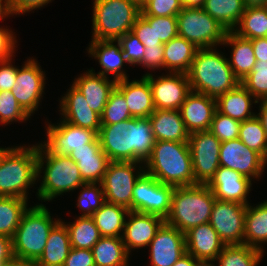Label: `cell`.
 Wrapping results in <instances>:
<instances>
[{
	"instance_id": "6da1fadb",
	"label": "cell",
	"mask_w": 267,
	"mask_h": 266,
	"mask_svg": "<svg viewBox=\"0 0 267 266\" xmlns=\"http://www.w3.org/2000/svg\"><path fill=\"white\" fill-rule=\"evenodd\" d=\"M97 136L110 161L144 163L155 142L149 117L101 125Z\"/></svg>"
},
{
	"instance_id": "7a4b0ae2",
	"label": "cell",
	"mask_w": 267,
	"mask_h": 266,
	"mask_svg": "<svg viewBox=\"0 0 267 266\" xmlns=\"http://www.w3.org/2000/svg\"><path fill=\"white\" fill-rule=\"evenodd\" d=\"M217 48H198L187 73L191 91L217 99L236 88L240 81L235 77L228 58Z\"/></svg>"
},
{
	"instance_id": "3957f363",
	"label": "cell",
	"mask_w": 267,
	"mask_h": 266,
	"mask_svg": "<svg viewBox=\"0 0 267 266\" xmlns=\"http://www.w3.org/2000/svg\"><path fill=\"white\" fill-rule=\"evenodd\" d=\"M143 165L147 168L146 173L163 184L175 187L195 185L188 142L155 141Z\"/></svg>"
},
{
	"instance_id": "277c9868",
	"label": "cell",
	"mask_w": 267,
	"mask_h": 266,
	"mask_svg": "<svg viewBox=\"0 0 267 266\" xmlns=\"http://www.w3.org/2000/svg\"><path fill=\"white\" fill-rule=\"evenodd\" d=\"M215 196L207 184L175 187L165 223L185 233L209 222Z\"/></svg>"
},
{
	"instance_id": "5b68a950",
	"label": "cell",
	"mask_w": 267,
	"mask_h": 266,
	"mask_svg": "<svg viewBox=\"0 0 267 266\" xmlns=\"http://www.w3.org/2000/svg\"><path fill=\"white\" fill-rule=\"evenodd\" d=\"M37 165L38 179L42 172L44 174L37 189V198L44 202L85 184L76 162L69 156L49 152L41 143L38 144Z\"/></svg>"
},
{
	"instance_id": "8992f818",
	"label": "cell",
	"mask_w": 267,
	"mask_h": 266,
	"mask_svg": "<svg viewBox=\"0 0 267 266\" xmlns=\"http://www.w3.org/2000/svg\"><path fill=\"white\" fill-rule=\"evenodd\" d=\"M38 145L10 148L0 162V196L28 198V188L38 180Z\"/></svg>"
},
{
	"instance_id": "52a82bcc",
	"label": "cell",
	"mask_w": 267,
	"mask_h": 266,
	"mask_svg": "<svg viewBox=\"0 0 267 266\" xmlns=\"http://www.w3.org/2000/svg\"><path fill=\"white\" fill-rule=\"evenodd\" d=\"M59 221H53L43 204L29 207L12 238L14 257L35 264L44 252L51 229Z\"/></svg>"
},
{
	"instance_id": "ba28073f",
	"label": "cell",
	"mask_w": 267,
	"mask_h": 266,
	"mask_svg": "<svg viewBox=\"0 0 267 266\" xmlns=\"http://www.w3.org/2000/svg\"><path fill=\"white\" fill-rule=\"evenodd\" d=\"M140 13L130 0H94L92 39L118 40L131 31Z\"/></svg>"
},
{
	"instance_id": "9c48e42d",
	"label": "cell",
	"mask_w": 267,
	"mask_h": 266,
	"mask_svg": "<svg viewBox=\"0 0 267 266\" xmlns=\"http://www.w3.org/2000/svg\"><path fill=\"white\" fill-rule=\"evenodd\" d=\"M178 36L193 43L197 48L222 45L226 30L202 7H183L177 14Z\"/></svg>"
},
{
	"instance_id": "30bf717a",
	"label": "cell",
	"mask_w": 267,
	"mask_h": 266,
	"mask_svg": "<svg viewBox=\"0 0 267 266\" xmlns=\"http://www.w3.org/2000/svg\"><path fill=\"white\" fill-rule=\"evenodd\" d=\"M138 164L139 166H137ZM141 164L142 162H109L101 181L106 202L123 206L132 211L133 188L136 181L145 172V168ZM137 167L140 171H136Z\"/></svg>"
},
{
	"instance_id": "8fae6325",
	"label": "cell",
	"mask_w": 267,
	"mask_h": 266,
	"mask_svg": "<svg viewBox=\"0 0 267 266\" xmlns=\"http://www.w3.org/2000/svg\"><path fill=\"white\" fill-rule=\"evenodd\" d=\"M195 184H208L220 167L219 153L221 141L209 130L189 135Z\"/></svg>"
},
{
	"instance_id": "7c38bea8",
	"label": "cell",
	"mask_w": 267,
	"mask_h": 266,
	"mask_svg": "<svg viewBox=\"0 0 267 266\" xmlns=\"http://www.w3.org/2000/svg\"><path fill=\"white\" fill-rule=\"evenodd\" d=\"M247 205L215 199L209 223L225 245L244 244Z\"/></svg>"
},
{
	"instance_id": "4fadbf2b",
	"label": "cell",
	"mask_w": 267,
	"mask_h": 266,
	"mask_svg": "<svg viewBox=\"0 0 267 266\" xmlns=\"http://www.w3.org/2000/svg\"><path fill=\"white\" fill-rule=\"evenodd\" d=\"M143 76L149 81L155 109L180 110L191 92L187 74L169 72L156 79L153 78L152 73H146Z\"/></svg>"
},
{
	"instance_id": "5bb4252c",
	"label": "cell",
	"mask_w": 267,
	"mask_h": 266,
	"mask_svg": "<svg viewBox=\"0 0 267 266\" xmlns=\"http://www.w3.org/2000/svg\"><path fill=\"white\" fill-rule=\"evenodd\" d=\"M219 164L252 180L262 175L267 161L238 138L221 142Z\"/></svg>"
},
{
	"instance_id": "9a60e30c",
	"label": "cell",
	"mask_w": 267,
	"mask_h": 266,
	"mask_svg": "<svg viewBox=\"0 0 267 266\" xmlns=\"http://www.w3.org/2000/svg\"><path fill=\"white\" fill-rule=\"evenodd\" d=\"M34 59H28L18 70L11 90L20 106L30 115L38 109L45 87V73Z\"/></svg>"
},
{
	"instance_id": "2e32d148",
	"label": "cell",
	"mask_w": 267,
	"mask_h": 266,
	"mask_svg": "<svg viewBox=\"0 0 267 266\" xmlns=\"http://www.w3.org/2000/svg\"><path fill=\"white\" fill-rule=\"evenodd\" d=\"M46 126L47 141L41 143L49 152L66 155L80 147H87L96 137L97 133L91 129L74 126L64 120L60 123Z\"/></svg>"
},
{
	"instance_id": "e0dca14e",
	"label": "cell",
	"mask_w": 267,
	"mask_h": 266,
	"mask_svg": "<svg viewBox=\"0 0 267 266\" xmlns=\"http://www.w3.org/2000/svg\"><path fill=\"white\" fill-rule=\"evenodd\" d=\"M148 246L151 266H172L186 253L185 234L164 222Z\"/></svg>"
},
{
	"instance_id": "ac0fdd59",
	"label": "cell",
	"mask_w": 267,
	"mask_h": 266,
	"mask_svg": "<svg viewBox=\"0 0 267 266\" xmlns=\"http://www.w3.org/2000/svg\"><path fill=\"white\" fill-rule=\"evenodd\" d=\"M251 181L235 170L220 166L207 185L218 200L248 205L247 196L252 186Z\"/></svg>"
},
{
	"instance_id": "d6986e66",
	"label": "cell",
	"mask_w": 267,
	"mask_h": 266,
	"mask_svg": "<svg viewBox=\"0 0 267 266\" xmlns=\"http://www.w3.org/2000/svg\"><path fill=\"white\" fill-rule=\"evenodd\" d=\"M129 217V218H128ZM122 234L127 252L147 247L165 220L157 215L129 211Z\"/></svg>"
},
{
	"instance_id": "ffe728a7",
	"label": "cell",
	"mask_w": 267,
	"mask_h": 266,
	"mask_svg": "<svg viewBox=\"0 0 267 266\" xmlns=\"http://www.w3.org/2000/svg\"><path fill=\"white\" fill-rule=\"evenodd\" d=\"M60 113L64 120L74 126L91 129L97 134L101 127V116L93 111L83 94L72 84L60 100Z\"/></svg>"
},
{
	"instance_id": "44dd1931",
	"label": "cell",
	"mask_w": 267,
	"mask_h": 266,
	"mask_svg": "<svg viewBox=\"0 0 267 266\" xmlns=\"http://www.w3.org/2000/svg\"><path fill=\"white\" fill-rule=\"evenodd\" d=\"M216 111V99L191 91L181 105L180 113L189 134L209 130Z\"/></svg>"
},
{
	"instance_id": "7402d4cb",
	"label": "cell",
	"mask_w": 267,
	"mask_h": 266,
	"mask_svg": "<svg viewBox=\"0 0 267 266\" xmlns=\"http://www.w3.org/2000/svg\"><path fill=\"white\" fill-rule=\"evenodd\" d=\"M69 157L77 163L85 183H101L110 162L101 149L98 136L87 147L73 149Z\"/></svg>"
},
{
	"instance_id": "603a6c76",
	"label": "cell",
	"mask_w": 267,
	"mask_h": 266,
	"mask_svg": "<svg viewBox=\"0 0 267 266\" xmlns=\"http://www.w3.org/2000/svg\"><path fill=\"white\" fill-rule=\"evenodd\" d=\"M185 234L186 253L197 260H213L222 252L225 244L209 222L191 228Z\"/></svg>"
},
{
	"instance_id": "cb8c5ba5",
	"label": "cell",
	"mask_w": 267,
	"mask_h": 266,
	"mask_svg": "<svg viewBox=\"0 0 267 266\" xmlns=\"http://www.w3.org/2000/svg\"><path fill=\"white\" fill-rule=\"evenodd\" d=\"M114 42L117 44L114 45ZM88 53L98 62L102 68L98 74L107 76L108 74L115 75L114 80L120 81L128 78L126 72L122 70L123 64L128 63L118 40H95L92 39L88 45Z\"/></svg>"
},
{
	"instance_id": "d4e9b609",
	"label": "cell",
	"mask_w": 267,
	"mask_h": 266,
	"mask_svg": "<svg viewBox=\"0 0 267 266\" xmlns=\"http://www.w3.org/2000/svg\"><path fill=\"white\" fill-rule=\"evenodd\" d=\"M73 85L83 94L89 107L100 116L116 81L95 73L93 69L78 76Z\"/></svg>"
},
{
	"instance_id": "484cf974",
	"label": "cell",
	"mask_w": 267,
	"mask_h": 266,
	"mask_svg": "<svg viewBox=\"0 0 267 266\" xmlns=\"http://www.w3.org/2000/svg\"><path fill=\"white\" fill-rule=\"evenodd\" d=\"M115 87L124 95L132 117L146 118L155 111L152 91L145 76L131 82L128 78L117 81Z\"/></svg>"
},
{
	"instance_id": "4316f807",
	"label": "cell",
	"mask_w": 267,
	"mask_h": 266,
	"mask_svg": "<svg viewBox=\"0 0 267 266\" xmlns=\"http://www.w3.org/2000/svg\"><path fill=\"white\" fill-rule=\"evenodd\" d=\"M149 121L155 141L188 142L190 134L185 128L180 110L155 109Z\"/></svg>"
},
{
	"instance_id": "83f0119b",
	"label": "cell",
	"mask_w": 267,
	"mask_h": 266,
	"mask_svg": "<svg viewBox=\"0 0 267 266\" xmlns=\"http://www.w3.org/2000/svg\"><path fill=\"white\" fill-rule=\"evenodd\" d=\"M241 84L216 99V110L232 119L243 122L256 116L251 111L252 103H260ZM254 100V101H252Z\"/></svg>"
},
{
	"instance_id": "f1b7e54d",
	"label": "cell",
	"mask_w": 267,
	"mask_h": 266,
	"mask_svg": "<svg viewBox=\"0 0 267 266\" xmlns=\"http://www.w3.org/2000/svg\"><path fill=\"white\" fill-rule=\"evenodd\" d=\"M222 45L232 46L231 60L228 59V62L235 77L241 82L256 63L251 40L239 37L233 31H227Z\"/></svg>"
},
{
	"instance_id": "f546056e",
	"label": "cell",
	"mask_w": 267,
	"mask_h": 266,
	"mask_svg": "<svg viewBox=\"0 0 267 266\" xmlns=\"http://www.w3.org/2000/svg\"><path fill=\"white\" fill-rule=\"evenodd\" d=\"M71 250L69 233L60 220L50 231L41 257L34 266H63Z\"/></svg>"
},
{
	"instance_id": "4dcf8cb0",
	"label": "cell",
	"mask_w": 267,
	"mask_h": 266,
	"mask_svg": "<svg viewBox=\"0 0 267 266\" xmlns=\"http://www.w3.org/2000/svg\"><path fill=\"white\" fill-rule=\"evenodd\" d=\"M198 48L183 37L177 36L164 44V68L172 73L187 74Z\"/></svg>"
},
{
	"instance_id": "1f68e13d",
	"label": "cell",
	"mask_w": 267,
	"mask_h": 266,
	"mask_svg": "<svg viewBox=\"0 0 267 266\" xmlns=\"http://www.w3.org/2000/svg\"><path fill=\"white\" fill-rule=\"evenodd\" d=\"M265 242L267 243V200L255 207L247 205L244 225L245 245L264 252L261 245Z\"/></svg>"
},
{
	"instance_id": "d6a6232c",
	"label": "cell",
	"mask_w": 267,
	"mask_h": 266,
	"mask_svg": "<svg viewBox=\"0 0 267 266\" xmlns=\"http://www.w3.org/2000/svg\"><path fill=\"white\" fill-rule=\"evenodd\" d=\"M128 212L123 206L105 202L91 217L101 237H122Z\"/></svg>"
},
{
	"instance_id": "836d02e7",
	"label": "cell",
	"mask_w": 267,
	"mask_h": 266,
	"mask_svg": "<svg viewBox=\"0 0 267 266\" xmlns=\"http://www.w3.org/2000/svg\"><path fill=\"white\" fill-rule=\"evenodd\" d=\"M96 266H129V253L121 237H101L91 249Z\"/></svg>"
},
{
	"instance_id": "e575fe53",
	"label": "cell",
	"mask_w": 267,
	"mask_h": 266,
	"mask_svg": "<svg viewBox=\"0 0 267 266\" xmlns=\"http://www.w3.org/2000/svg\"><path fill=\"white\" fill-rule=\"evenodd\" d=\"M226 31H233L244 13L243 0H205L202 7Z\"/></svg>"
},
{
	"instance_id": "d590c367",
	"label": "cell",
	"mask_w": 267,
	"mask_h": 266,
	"mask_svg": "<svg viewBox=\"0 0 267 266\" xmlns=\"http://www.w3.org/2000/svg\"><path fill=\"white\" fill-rule=\"evenodd\" d=\"M27 202V199L19 197L0 196V235L13 238L23 214L28 210Z\"/></svg>"
},
{
	"instance_id": "8d00e7d4",
	"label": "cell",
	"mask_w": 267,
	"mask_h": 266,
	"mask_svg": "<svg viewBox=\"0 0 267 266\" xmlns=\"http://www.w3.org/2000/svg\"><path fill=\"white\" fill-rule=\"evenodd\" d=\"M233 32L239 37L249 40L267 37V6L245 8L241 20Z\"/></svg>"
},
{
	"instance_id": "74e56055",
	"label": "cell",
	"mask_w": 267,
	"mask_h": 266,
	"mask_svg": "<svg viewBox=\"0 0 267 266\" xmlns=\"http://www.w3.org/2000/svg\"><path fill=\"white\" fill-rule=\"evenodd\" d=\"M71 248L92 249L101 235L92 217L79 216L72 224H66Z\"/></svg>"
},
{
	"instance_id": "f35d334b",
	"label": "cell",
	"mask_w": 267,
	"mask_h": 266,
	"mask_svg": "<svg viewBox=\"0 0 267 266\" xmlns=\"http://www.w3.org/2000/svg\"><path fill=\"white\" fill-rule=\"evenodd\" d=\"M263 253L245 244L225 245L215 260L219 266H257Z\"/></svg>"
},
{
	"instance_id": "ab89813d",
	"label": "cell",
	"mask_w": 267,
	"mask_h": 266,
	"mask_svg": "<svg viewBox=\"0 0 267 266\" xmlns=\"http://www.w3.org/2000/svg\"><path fill=\"white\" fill-rule=\"evenodd\" d=\"M174 189L175 186L163 184L149 175L148 214L160 216L165 220L170 212Z\"/></svg>"
},
{
	"instance_id": "60d3db41",
	"label": "cell",
	"mask_w": 267,
	"mask_h": 266,
	"mask_svg": "<svg viewBox=\"0 0 267 266\" xmlns=\"http://www.w3.org/2000/svg\"><path fill=\"white\" fill-rule=\"evenodd\" d=\"M238 138L267 161V136L257 116L241 122Z\"/></svg>"
},
{
	"instance_id": "b9f144b4",
	"label": "cell",
	"mask_w": 267,
	"mask_h": 266,
	"mask_svg": "<svg viewBox=\"0 0 267 266\" xmlns=\"http://www.w3.org/2000/svg\"><path fill=\"white\" fill-rule=\"evenodd\" d=\"M131 118L124 95L115 87L101 114V125L116 124Z\"/></svg>"
},
{
	"instance_id": "7bdbcfd3",
	"label": "cell",
	"mask_w": 267,
	"mask_h": 266,
	"mask_svg": "<svg viewBox=\"0 0 267 266\" xmlns=\"http://www.w3.org/2000/svg\"><path fill=\"white\" fill-rule=\"evenodd\" d=\"M81 187L77 207L83 212L80 216L91 217L106 202L103 187L101 183H85Z\"/></svg>"
},
{
	"instance_id": "ee69618b",
	"label": "cell",
	"mask_w": 267,
	"mask_h": 266,
	"mask_svg": "<svg viewBox=\"0 0 267 266\" xmlns=\"http://www.w3.org/2000/svg\"><path fill=\"white\" fill-rule=\"evenodd\" d=\"M257 101L267 99V62L256 61L253 70L240 82Z\"/></svg>"
},
{
	"instance_id": "f6af8a7d",
	"label": "cell",
	"mask_w": 267,
	"mask_h": 266,
	"mask_svg": "<svg viewBox=\"0 0 267 266\" xmlns=\"http://www.w3.org/2000/svg\"><path fill=\"white\" fill-rule=\"evenodd\" d=\"M31 116L20 106L11 91H0V123L27 121Z\"/></svg>"
},
{
	"instance_id": "bcb514c9",
	"label": "cell",
	"mask_w": 267,
	"mask_h": 266,
	"mask_svg": "<svg viewBox=\"0 0 267 266\" xmlns=\"http://www.w3.org/2000/svg\"><path fill=\"white\" fill-rule=\"evenodd\" d=\"M240 125V121L223 115L216 110L209 131L221 142L234 140L239 137Z\"/></svg>"
},
{
	"instance_id": "7dc6e473",
	"label": "cell",
	"mask_w": 267,
	"mask_h": 266,
	"mask_svg": "<svg viewBox=\"0 0 267 266\" xmlns=\"http://www.w3.org/2000/svg\"><path fill=\"white\" fill-rule=\"evenodd\" d=\"M141 16H177V14L183 9V5L180 0H152L142 1L139 6Z\"/></svg>"
},
{
	"instance_id": "c3c4849f",
	"label": "cell",
	"mask_w": 267,
	"mask_h": 266,
	"mask_svg": "<svg viewBox=\"0 0 267 266\" xmlns=\"http://www.w3.org/2000/svg\"><path fill=\"white\" fill-rule=\"evenodd\" d=\"M148 23H155L157 39L165 44L178 36L177 16H142Z\"/></svg>"
},
{
	"instance_id": "681fc988",
	"label": "cell",
	"mask_w": 267,
	"mask_h": 266,
	"mask_svg": "<svg viewBox=\"0 0 267 266\" xmlns=\"http://www.w3.org/2000/svg\"><path fill=\"white\" fill-rule=\"evenodd\" d=\"M118 42L121 45V49L128 64L138 65L141 63L144 57L145 46L136 35L129 31L119 38Z\"/></svg>"
},
{
	"instance_id": "f907efd6",
	"label": "cell",
	"mask_w": 267,
	"mask_h": 266,
	"mask_svg": "<svg viewBox=\"0 0 267 266\" xmlns=\"http://www.w3.org/2000/svg\"><path fill=\"white\" fill-rule=\"evenodd\" d=\"M149 174L144 172L133 188L132 211L148 214Z\"/></svg>"
},
{
	"instance_id": "816d5d0a",
	"label": "cell",
	"mask_w": 267,
	"mask_h": 266,
	"mask_svg": "<svg viewBox=\"0 0 267 266\" xmlns=\"http://www.w3.org/2000/svg\"><path fill=\"white\" fill-rule=\"evenodd\" d=\"M131 32L138 37L145 47L164 46L156 37L155 23H148L141 15L137 18Z\"/></svg>"
},
{
	"instance_id": "f5cc1de1",
	"label": "cell",
	"mask_w": 267,
	"mask_h": 266,
	"mask_svg": "<svg viewBox=\"0 0 267 266\" xmlns=\"http://www.w3.org/2000/svg\"><path fill=\"white\" fill-rule=\"evenodd\" d=\"M11 62L12 57L0 60V91H11L16 83L19 67H14Z\"/></svg>"
},
{
	"instance_id": "db71d44e",
	"label": "cell",
	"mask_w": 267,
	"mask_h": 266,
	"mask_svg": "<svg viewBox=\"0 0 267 266\" xmlns=\"http://www.w3.org/2000/svg\"><path fill=\"white\" fill-rule=\"evenodd\" d=\"M63 266H96L90 249L71 248Z\"/></svg>"
},
{
	"instance_id": "11a10c76",
	"label": "cell",
	"mask_w": 267,
	"mask_h": 266,
	"mask_svg": "<svg viewBox=\"0 0 267 266\" xmlns=\"http://www.w3.org/2000/svg\"><path fill=\"white\" fill-rule=\"evenodd\" d=\"M149 69L164 68V46L145 47L144 57L139 65Z\"/></svg>"
},
{
	"instance_id": "9f6ffc18",
	"label": "cell",
	"mask_w": 267,
	"mask_h": 266,
	"mask_svg": "<svg viewBox=\"0 0 267 266\" xmlns=\"http://www.w3.org/2000/svg\"><path fill=\"white\" fill-rule=\"evenodd\" d=\"M13 31L4 27H0V60H6L13 57L16 48V35L13 36Z\"/></svg>"
},
{
	"instance_id": "6f0895ef",
	"label": "cell",
	"mask_w": 267,
	"mask_h": 266,
	"mask_svg": "<svg viewBox=\"0 0 267 266\" xmlns=\"http://www.w3.org/2000/svg\"><path fill=\"white\" fill-rule=\"evenodd\" d=\"M11 14L19 15L39 9L52 0H7Z\"/></svg>"
},
{
	"instance_id": "680465c9",
	"label": "cell",
	"mask_w": 267,
	"mask_h": 266,
	"mask_svg": "<svg viewBox=\"0 0 267 266\" xmlns=\"http://www.w3.org/2000/svg\"><path fill=\"white\" fill-rule=\"evenodd\" d=\"M14 258L12 239L0 235V266L7 264Z\"/></svg>"
},
{
	"instance_id": "91938a15",
	"label": "cell",
	"mask_w": 267,
	"mask_h": 266,
	"mask_svg": "<svg viewBox=\"0 0 267 266\" xmlns=\"http://www.w3.org/2000/svg\"><path fill=\"white\" fill-rule=\"evenodd\" d=\"M256 61L267 62V38L251 39Z\"/></svg>"
},
{
	"instance_id": "94428289",
	"label": "cell",
	"mask_w": 267,
	"mask_h": 266,
	"mask_svg": "<svg viewBox=\"0 0 267 266\" xmlns=\"http://www.w3.org/2000/svg\"><path fill=\"white\" fill-rule=\"evenodd\" d=\"M259 113L256 115L261 121L267 136V99L260 100Z\"/></svg>"
},
{
	"instance_id": "6125c7cd",
	"label": "cell",
	"mask_w": 267,
	"mask_h": 266,
	"mask_svg": "<svg viewBox=\"0 0 267 266\" xmlns=\"http://www.w3.org/2000/svg\"><path fill=\"white\" fill-rule=\"evenodd\" d=\"M195 259L192 255L185 253L179 260H177L172 266H196Z\"/></svg>"
},
{
	"instance_id": "be15d7a7",
	"label": "cell",
	"mask_w": 267,
	"mask_h": 266,
	"mask_svg": "<svg viewBox=\"0 0 267 266\" xmlns=\"http://www.w3.org/2000/svg\"><path fill=\"white\" fill-rule=\"evenodd\" d=\"M245 8L265 7L267 0H243Z\"/></svg>"
},
{
	"instance_id": "e7e4bbea",
	"label": "cell",
	"mask_w": 267,
	"mask_h": 266,
	"mask_svg": "<svg viewBox=\"0 0 267 266\" xmlns=\"http://www.w3.org/2000/svg\"><path fill=\"white\" fill-rule=\"evenodd\" d=\"M183 7L200 8L205 4V0H180Z\"/></svg>"
},
{
	"instance_id": "03108f58",
	"label": "cell",
	"mask_w": 267,
	"mask_h": 266,
	"mask_svg": "<svg viewBox=\"0 0 267 266\" xmlns=\"http://www.w3.org/2000/svg\"><path fill=\"white\" fill-rule=\"evenodd\" d=\"M12 15L9 9L8 1L7 0H0V19L3 20L4 18Z\"/></svg>"
},
{
	"instance_id": "003e7915",
	"label": "cell",
	"mask_w": 267,
	"mask_h": 266,
	"mask_svg": "<svg viewBox=\"0 0 267 266\" xmlns=\"http://www.w3.org/2000/svg\"><path fill=\"white\" fill-rule=\"evenodd\" d=\"M3 266H34V264L23 261L21 259L14 258L13 260H11L10 262H8Z\"/></svg>"
},
{
	"instance_id": "a7ac6f4b",
	"label": "cell",
	"mask_w": 267,
	"mask_h": 266,
	"mask_svg": "<svg viewBox=\"0 0 267 266\" xmlns=\"http://www.w3.org/2000/svg\"><path fill=\"white\" fill-rule=\"evenodd\" d=\"M212 262L213 260H198L196 266H216Z\"/></svg>"
},
{
	"instance_id": "89a4df30",
	"label": "cell",
	"mask_w": 267,
	"mask_h": 266,
	"mask_svg": "<svg viewBox=\"0 0 267 266\" xmlns=\"http://www.w3.org/2000/svg\"><path fill=\"white\" fill-rule=\"evenodd\" d=\"M10 148H1L0 147V162H1V160H2V158H3V156H4V154L9 150Z\"/></svg>"
},
{
	"instance_id": "2644e50d",
	"label": "cell",
	"mask_w": 267,
	"mask_h": 266,
	"mask_svg": "<svg viewBox=\"0 0 267 266\" xmlns=\"http://www.w3.org/2000/svg\"><path fill=\"white\" fill-rule=\"evenodd\" d=\"M130 1L136 3L138 6H140L142 4L143 0H130Z\"/></svg>"
}]
</instances>
